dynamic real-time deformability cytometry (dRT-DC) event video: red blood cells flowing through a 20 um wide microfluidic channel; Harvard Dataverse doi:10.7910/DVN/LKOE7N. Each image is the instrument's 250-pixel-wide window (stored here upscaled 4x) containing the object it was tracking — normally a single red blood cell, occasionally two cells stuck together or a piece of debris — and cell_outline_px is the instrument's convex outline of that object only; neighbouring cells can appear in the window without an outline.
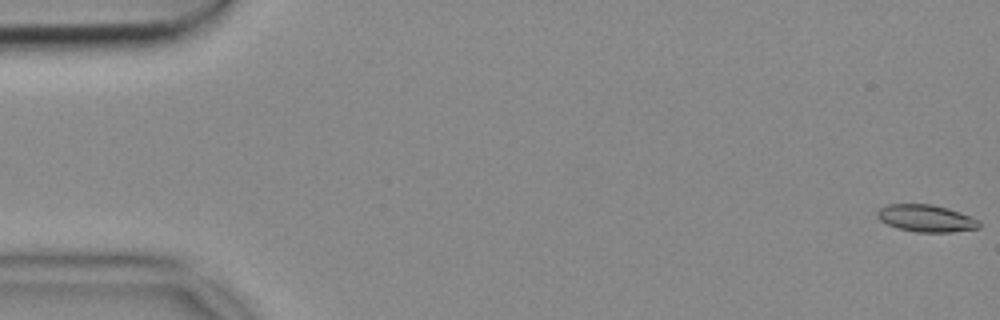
{"species": "common noctule bat (a hibernating species)", "species_latin": "Nyctalus noctula", "temperature_condition": "cold", "stored_images_in_passage": 14, "camera_frame_rate_fps": 3000, "um_per_image_px": 0.085, "animal": {"sex": "female", "body_mass_g": 18.4}, "frame": {"image": 1, "passage_image": 1, "time_ms": 0.0, "image_size_px": [1000, 320], "cell_outline_px": [[980, 228], [952, 232], [916, 232], [896, 228], [880, 220], [876, 216], [876, 212], [880, 208], [888, 204], [932, 204], [948, 208], [960, 212], [980, 220]], "centroid_in_image_um": [78.73, 18.56], "position_along_channel_um": 6.3, "area_um2": 16.24}}
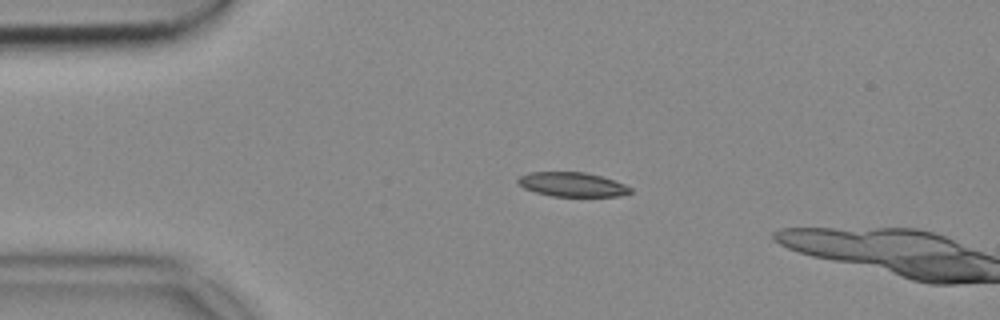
{"frame": {"image": 2, "passage_image": 12, "time_ms": 3.667, "image_size_px": [1000, 320], "cell_outline_px": [[632, 192], [620, 196], [552, 196], [536, 192], [524, 188], [516, 180], [520, 176], [528, 172], [584, 172], [600, 176], [624, 184], [632, 188]], "centroid_in_image_um": [48.63, 15.68], "position_along_channel_um": 36.4, "area_um2": 15.78}}